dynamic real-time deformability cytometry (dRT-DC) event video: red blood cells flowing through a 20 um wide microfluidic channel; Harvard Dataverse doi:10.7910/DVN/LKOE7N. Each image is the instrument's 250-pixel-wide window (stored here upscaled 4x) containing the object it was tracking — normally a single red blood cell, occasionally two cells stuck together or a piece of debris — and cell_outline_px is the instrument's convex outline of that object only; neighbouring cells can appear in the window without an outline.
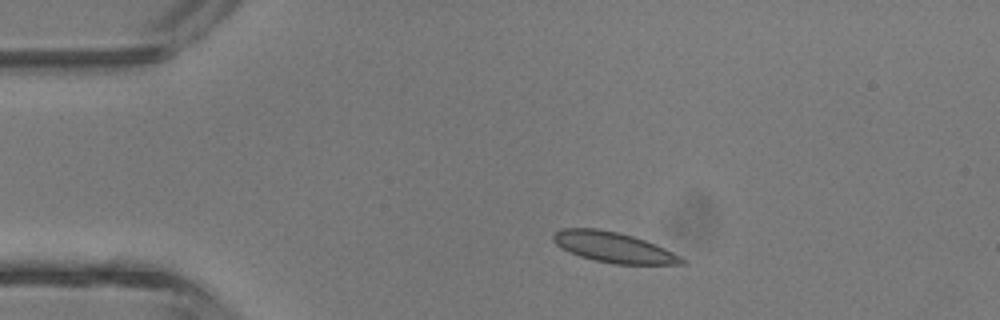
{"species": "common noctule bat (a hibernating species)", "species_latin": "Nyctalus noctula", "temperature_condition": "room temperature", "stored_images_in_passage": 3, "camera_frame_rate_fps": 3000, "um_per_image_px": 0.085, "animal": {"sex": "male", "body_mass_g": 13.3}, "frame": {"image": 1, "passage_image": 2, "time_ms": 1.333, "image_size_px": [1000, 320], "cell_outline_px": [[688, 264], [612, 264], [580, 256], [560, 248], [552, 240], [552, 236], [560, 228], [596, 228], [620, 232], [656, 244], [688, 260]], "centroid_in_image_um": [52.15, 21.02], "position_along_channel_um": 32.8, "area_um2": 22.83}}